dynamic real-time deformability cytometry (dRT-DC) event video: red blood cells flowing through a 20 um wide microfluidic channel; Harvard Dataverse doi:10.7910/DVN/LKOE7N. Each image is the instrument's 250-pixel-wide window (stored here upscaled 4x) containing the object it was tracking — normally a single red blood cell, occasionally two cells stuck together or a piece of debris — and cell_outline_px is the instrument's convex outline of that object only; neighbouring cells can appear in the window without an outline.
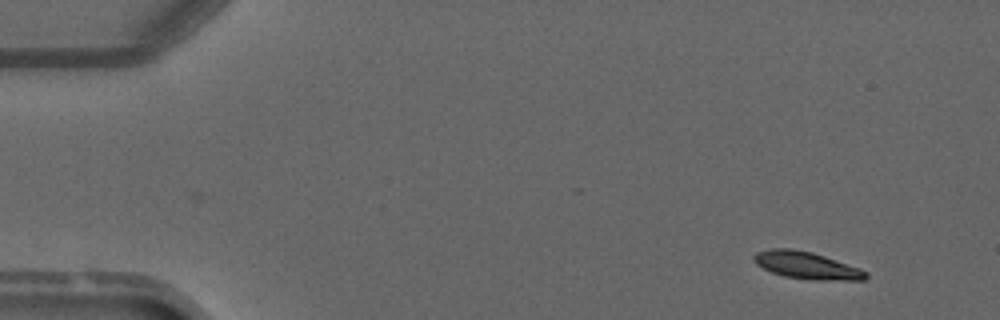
{"species": "common noctule bat (a hibernating species)", "species_latin": "Nyctalus noctula", "temperature_condition": "warm", "stored_images_in_passage": 5, "camera_frame_rate_fps": 3000, "um_per_image_px": 0.085, "animal": {"sex": "male", "forearm_length_mm": 52.5}, "frame": {"image": 1, "passage_image": 1, "time_ms": 0.0, "image_size_px": [1000, 320], "cell_outline_px": [[868, 276], [864, 280], [812, 280], [784, 276], [772, 272], [756, 264], [752, 260], [752, 256], [756, 252], [772, 248], [792, 248], [812, 252], [860, 268], [868, 272]], "centroid_in_image_um": [68.55, 22.55], "position_along_channel_um": 16.4, "area_um2": 17.8}}